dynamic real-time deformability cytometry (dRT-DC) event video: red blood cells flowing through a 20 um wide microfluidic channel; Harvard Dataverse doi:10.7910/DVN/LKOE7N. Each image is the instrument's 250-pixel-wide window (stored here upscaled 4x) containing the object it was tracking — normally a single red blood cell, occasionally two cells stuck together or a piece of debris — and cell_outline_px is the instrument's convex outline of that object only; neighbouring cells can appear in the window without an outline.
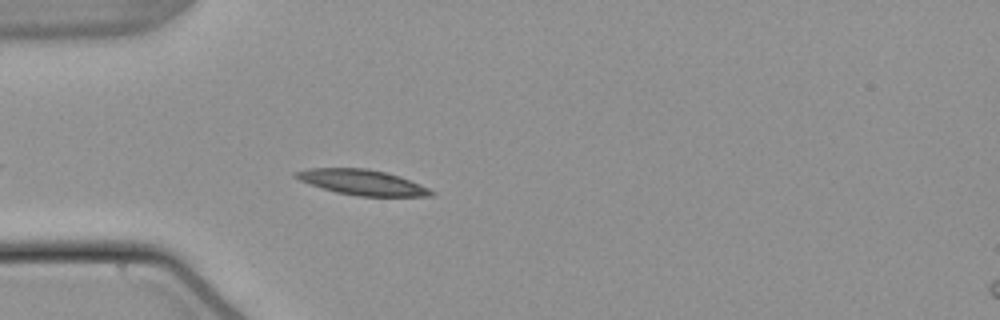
{"species": "common noctule bat (a hibernating species)", "species_latin": "Nyctalus noctula", "temperature_condition": "warm", "stored_images_in_passage": 41, "camera_frame_rate_fps": 3000, "um_per_image_px": 0.085, "animal": {"sex": "male", "body_mass_g": 21.5, "forearm_length_mm": 52.0}, "frame": {"image": 1, "passage_image": 5, "time_ms": 1.333, "image_size_px": [1000, 320], "cell_outline_px": [[436, 192], [432, 196], [356, 196], [336, 192], [300, 180], [292, 176], [292, 172], [308, 168], [368, 168], [388, 172], [400, 176], [428, 188]], "centroid_in_image_um": [30.78, 15.48], "position_along_channel_um": 54.2, "area_um2": 20.0}}
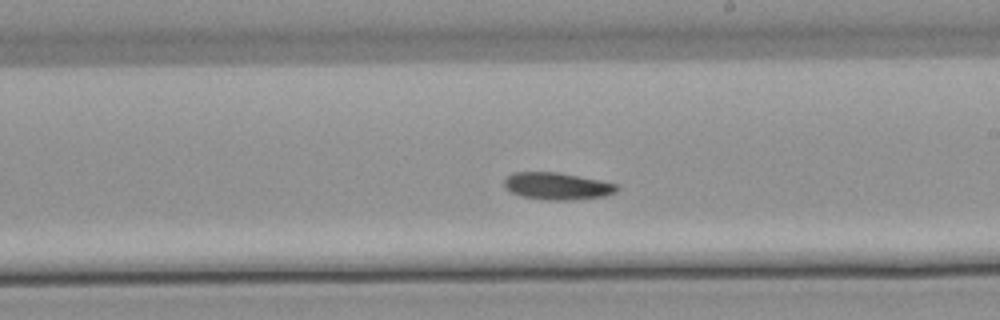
{"frame": {"image": 2, "passage_image": 17, "time_ms": 5.333, "image_size_px": [1000, 320], "cell_outline_px": [[620, 188], [616, 192], [604, 196], [568, 200], [548, 200], [520, 196], [504, 188], [504, 176], [512, 172], [560, 172], [600, 180], [616, 184]], "centroid_in_image_um": [47.32, 15.8], "position_along_channel_um": 241.7, "area_um2": 17.98}}
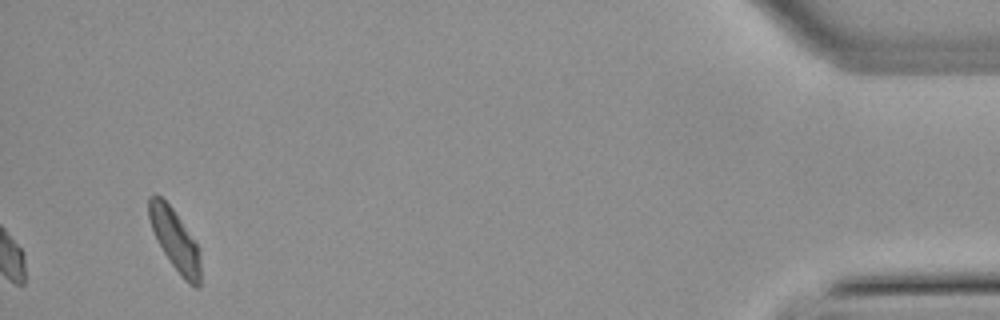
{"frame": {"image": 3, "passage_image": 41, "time_ms": 13.333, "image_size_px": [1000, 320], "cell_outline_px": [[200, 284], [196, 288], [188, 284], [180, 276], [164, 252], [152, 228], [148, 216], [148, 196], [156, 192], [172, 208], [196, 244], [200, 260]], "centroid_in_image_um": [14.85, 20.39], "position_along_channel_um": 420.4, "area_um2": 17.92}}